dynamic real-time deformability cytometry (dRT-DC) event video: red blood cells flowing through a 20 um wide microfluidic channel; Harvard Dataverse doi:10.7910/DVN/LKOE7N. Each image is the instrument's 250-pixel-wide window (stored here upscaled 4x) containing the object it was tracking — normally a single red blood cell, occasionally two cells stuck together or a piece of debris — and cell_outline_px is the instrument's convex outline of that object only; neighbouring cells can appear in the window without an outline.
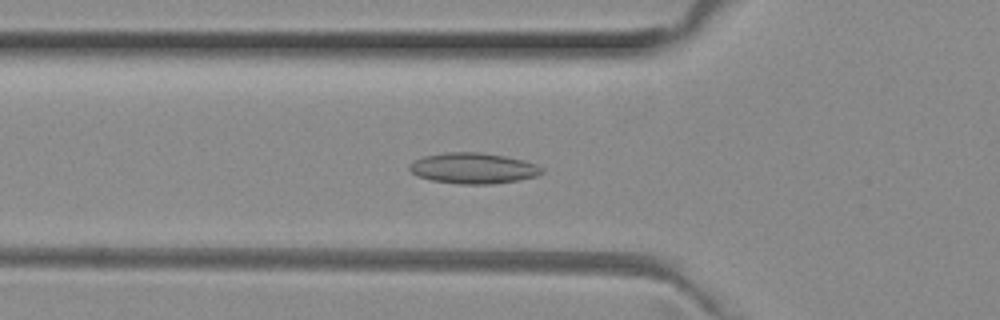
{"species": "common noctule bat (a hibernating species)", "species_latin": "Nyctalus noctula", "temperature_condition": "room temperature", "stored_images_in_passage": 40, "camera_frame_rate_fps": 3000, "um_per_image_px": 0.085, "animal": {"sex": "female", "body_mass_g": 29.2, "forearm_length_mm": 56.3}, "frame": {"image": 1, "passage_image": 6, "time_ms": 1.667, "image_size_px": [1000, 320], "cell_outline_px": [[544, 172], [536, 176], [520, 180], [492, 184], [460, 184], [432, 180], [416, 176], [408, 168], [408, 164], [424, 156], [444, 152], [480, 152], [504, 156], [524, 160], [536, 164], [544, 168]], "centroid_in_image_um": [40.24, 14.3], "position_along_channel_um": 85.6, "area_um2": 23.87}}
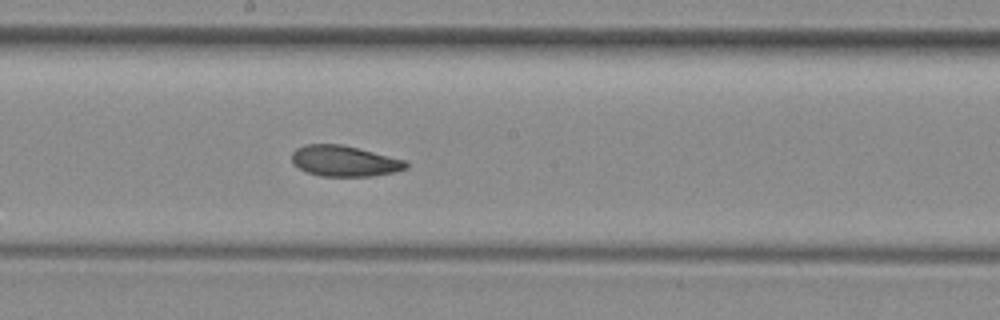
{"frame": {"image": 2, "passage_image": 16, "time_ms": 5.0, "image_size_px": [1000, 320], "cell_outline_px": [[408, 168], [392, 172], [372, 176], [320, 176], [308, 172], [292, 164], [292, 152], [296, 148], [304, 144], [340, 144], [408, 160]], "centroid_in_image_um": [29.28, 13.68], "position_along_channel_um": 218.9, "area_um2": 20.52}}
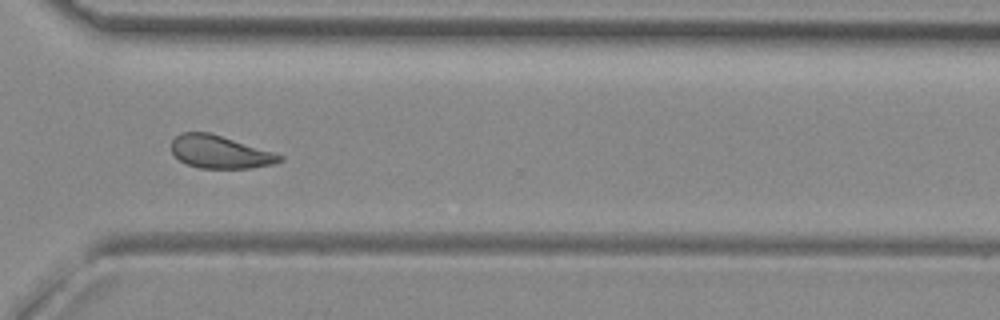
{"frame": {"image": 3, "passage_image": 26, "time_ms": 8.333, "image_size_px": [1000, 320], "cell_outline_px": [[284, 160], [272, 164], [252, 168], [200, 168], [188, 164], [180, 160], [172, 152], [172, 140], [176, 136], [184, 132], [208, 132], [276, 152], [284, 156]], "centroid_in_image_um": [18.74, 12.92], "position_along_channel_um": 351.9, "area_um2": 20.63}, "authors_computed_cell_mechanics": {"area_um2": 21.2126, "velocity_mm_per_s": 3.9866, "shape_relaxation_time_tau1_ms": 6.3259, "shape_relaxation_time_tau2_ms": 5.3682, "deformation_change_tau1": 0.135, "deformation_change_tau2": 0.1175}}